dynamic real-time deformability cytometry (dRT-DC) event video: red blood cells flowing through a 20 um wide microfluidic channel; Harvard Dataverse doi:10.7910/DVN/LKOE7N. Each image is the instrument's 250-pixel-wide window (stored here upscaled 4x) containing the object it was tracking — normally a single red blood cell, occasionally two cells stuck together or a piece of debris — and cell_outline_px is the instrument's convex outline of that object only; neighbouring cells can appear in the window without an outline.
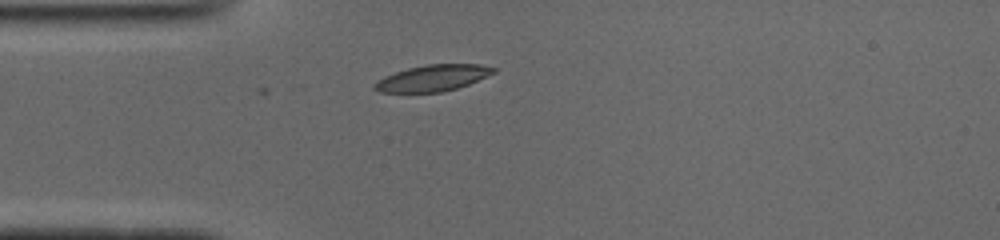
{"species": "common noctule bat (a hibernating species)", "species_latin": "Nyctalus noctula", "temperature_condition": "cold", "stored_images_in_passage": 2, "camera_frame_rate_fps": 3000, "um_per_image_px": 0.085, "animal": {"sex": "male", "body_mass_g": 19.0, "forearm_length_mm": 50.8}, "frame": {"image": 1, "passage_image": 2, "time_ms": 0.333, "image_size_px": [1000, 240], "cell_outline_px": [[496, 72], [468, 84], [456, 88], [440, 92], [380, 92], [372, 88], [372, 84], [384, 76], [408, 68], [428, 64], [480, 64], [496, 68]], "centroid_in_image_um": [36.76, 6.63], "position_along_channel_um": 48.2, "area_um2": 18.09}}